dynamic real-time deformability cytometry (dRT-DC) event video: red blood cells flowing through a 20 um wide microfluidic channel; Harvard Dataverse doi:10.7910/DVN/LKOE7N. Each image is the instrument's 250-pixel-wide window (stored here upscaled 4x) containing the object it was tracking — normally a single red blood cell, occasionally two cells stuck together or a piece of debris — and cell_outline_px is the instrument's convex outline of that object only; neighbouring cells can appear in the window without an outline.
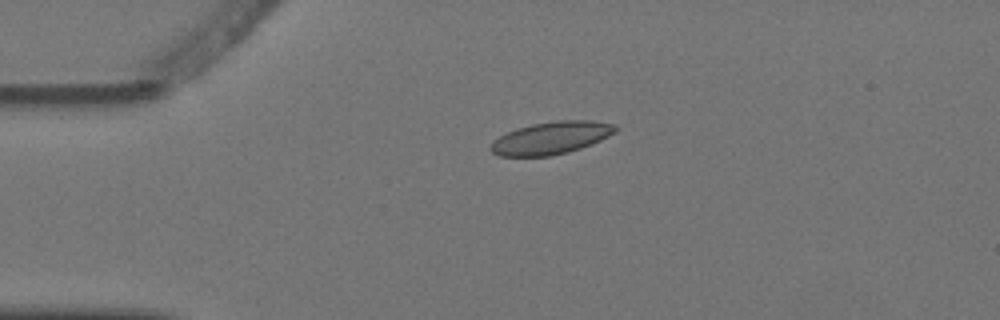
{"species": "Egyptian fruit bat (a non-hibernating species)", "species_latin": "Rousettus aegyptiacus", "temperature_condition": "warm", "stored_images_in_passage": 4, "camera_frame_rate_fps": 3000, "um_per_image_px": 0.085, "animal": {"sex": "female"}, "frame": {"image": 1, "passage_image": 3, "time_ms": 0.667, "image_size_px": [1000, 320], "cell_outline_px": [[620, 128], [616, 132], [600, 140], [580, 148], [568, 152], [548, 156], [500, 156], [492, 152], [488, 148], [500, 136], [516, 128], [532, 124], [556, 120], [592, 120], [616, 124]], "centroid_in_image_um": [46.89, 11.71], "position_along_channel_um": 38.1, "area_um2": 23.58}}